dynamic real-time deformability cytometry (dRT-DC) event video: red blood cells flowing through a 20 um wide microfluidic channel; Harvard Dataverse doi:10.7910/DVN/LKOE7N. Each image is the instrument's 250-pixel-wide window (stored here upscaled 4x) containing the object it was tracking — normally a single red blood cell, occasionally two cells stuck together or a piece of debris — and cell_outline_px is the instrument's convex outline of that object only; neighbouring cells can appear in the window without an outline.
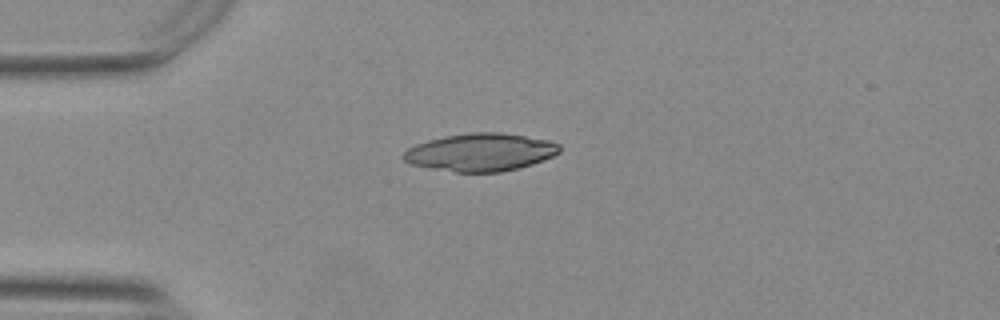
{"species": "Egyptian fruit bat (a non-hibernating species)", "species_latin": "Rousettus aegyptiacus", "temperature_condition": "warm", "stored_images_in_passage": 3, "camera_frame_rate_fps": 3000, "um_per_image_px": 0.085, "animal": {"sex": "female"}, "frame": {"image": 1, "passage_image": 1, "time_ms": 0.0, "image_size_px": [1000, 320], "cell_outline_px": [[560, 152], [544, 160], [532, 164], [500, 172], [456, 172], [432, 168], [412, 164], [404, 160], [400, 156], [408, 148], [416, 144], [428, 140], [444, 136], [472, 132], [500, 132], [548, 140], [560, 144]], "centroid_in_image_um": [40.84, 12.93], "position_along_channel_um": 44.2, "area_um2": 34.22}}